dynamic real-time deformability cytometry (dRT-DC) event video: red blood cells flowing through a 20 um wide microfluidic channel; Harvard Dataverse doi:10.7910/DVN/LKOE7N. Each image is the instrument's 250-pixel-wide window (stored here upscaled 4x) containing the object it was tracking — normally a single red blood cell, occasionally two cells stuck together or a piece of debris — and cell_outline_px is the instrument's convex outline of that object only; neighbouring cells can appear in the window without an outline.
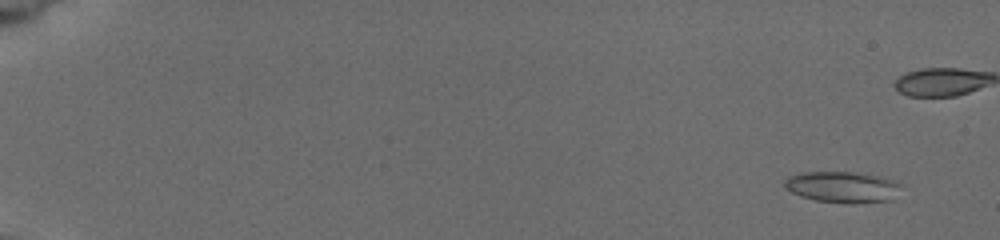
{"species": "common noctule bat (a hibernating species)", "species_latin": "Nyctalus noctula", "temperature_condition": "cold", "stored_images_in_passage": 10, "camera_frame_rate_fps": 3000, "um_per_image_px": 0.085, "animal": {"sex": "female", "body_mass_g": 19.5, "forearm_length_mm": 54.1}, "frame": {"image": 1, "passage_image": 2, "time_ms": 1.0, "image_size_px": [1000, 240], "cell_outline_px": [[904, 184], [892, 200], [852, 204], [816, 200], [800, 196], [792, 192], [784, 184], [784, 180], [788, 176], [804, 172], [852, 172], [876, 176], [892, 180]], "centroid_in_image_um": [71.64, 15.9], "position_along_channel_um": 13.4, "area_um2": 21.1}}
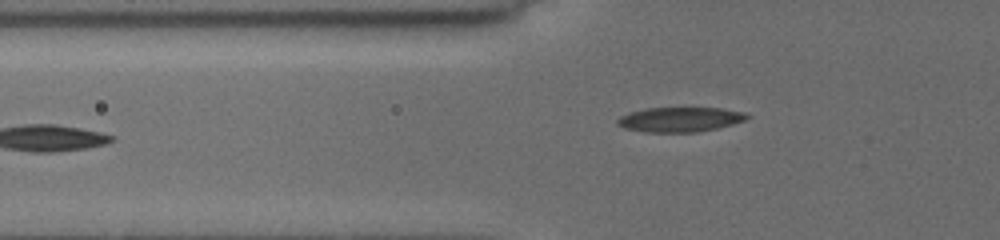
{"frame": {"image": 2, "passage_image": 10, "time_ms": 8.333, "image_size_px": [1000, 240], "cell_outline_px": [[752, 116], [744, 120], [732, 124], [716, 128], [696, 132], [648, 132], [624, 128], [616, 124], [616, 120], [620, 116], [628, 112], [644, 108], [720, 108], [744, 112]], "centroid_in_image_um": [57.76, 10.15], "position_along_channel_um": 68.0, "area_um2": 18.67}}